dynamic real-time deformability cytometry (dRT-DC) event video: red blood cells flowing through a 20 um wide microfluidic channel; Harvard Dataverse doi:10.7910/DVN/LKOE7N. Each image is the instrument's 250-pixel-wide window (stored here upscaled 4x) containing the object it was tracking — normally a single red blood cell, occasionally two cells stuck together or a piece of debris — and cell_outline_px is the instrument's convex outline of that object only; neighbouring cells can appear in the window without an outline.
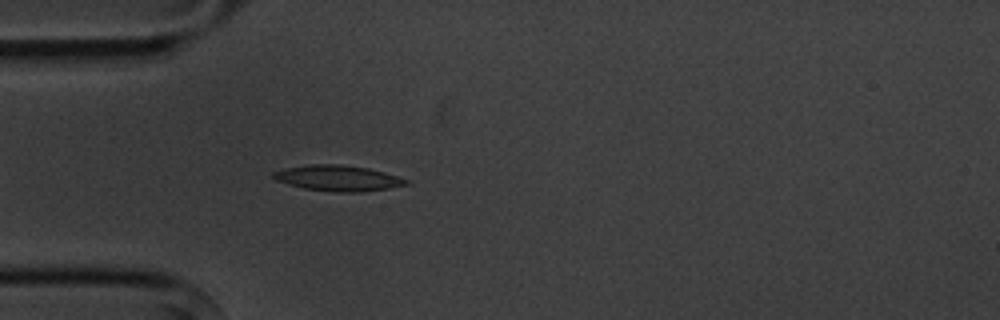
{"species": "common noctule bat (a hibernating species)", "species_latin": "Nyctalus noctula", "temperature_condition": "cold", "stored_images_in_passage": 4, "camera_frame_rate_fps": 3000, "um_per_image_px": 0.085, "animal": {"sex": "male", "body_mass_g": 20.1, "forearm_length_mm": 53.5}, "frame": {"image": 1, "passage_image": 4, "time_ms": 3.667, "image_size_px": [1000, 320], "cell_outline_px": [[408, 184], [388, 188], [360, 192], [336, 192], [304, 188], [276, 180], [272, 176], [272, 172], [288, 168], [308, 164], [340, 164], [368, 168], [384, 172], [408, 180]], "centroid_in_image_um": [28.72, 15.14], "position_along_channel_um": 56.3, "area_um2": 19.59}}